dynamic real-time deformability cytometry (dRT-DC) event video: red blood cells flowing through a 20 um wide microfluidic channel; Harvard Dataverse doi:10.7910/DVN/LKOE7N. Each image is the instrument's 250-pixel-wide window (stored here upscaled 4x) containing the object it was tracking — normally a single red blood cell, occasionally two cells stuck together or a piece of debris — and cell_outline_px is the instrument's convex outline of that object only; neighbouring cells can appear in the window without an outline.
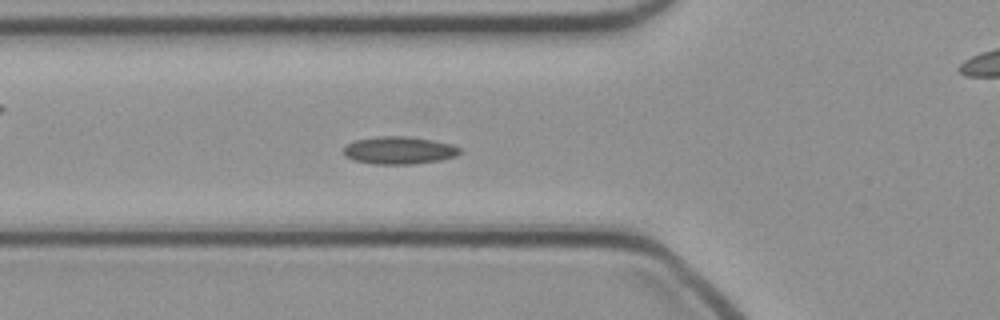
{"species": "common noctule bat (a hibernating species)", "species_latin": "Nyctalus noctula", "temperature_condition": "cold", "stored_images_in_passage": 32, "camera_frame_rate_fps": 3000, "um_per_image_px": 0.085, "animal": {"sex": "female", "body_mass_g": 21.9}, "frame": {"image": 1, "passage_image": 9, "time_ms": 2.667, "image_size_px": [1000, 320], "cell_outline_px": [[460, 152], [456, 156], [440, 160], [412, 164], [376, 164], [352, 160], [344, 156], [344, 148], [352, 140], [380, 136], [404, 136], [432, 140], [452, 144], [460, 148]], "centroid_in_image_um": [33.89, 12.78], "position_along_channel_um": 91.9, "area_um2": 18.67}}
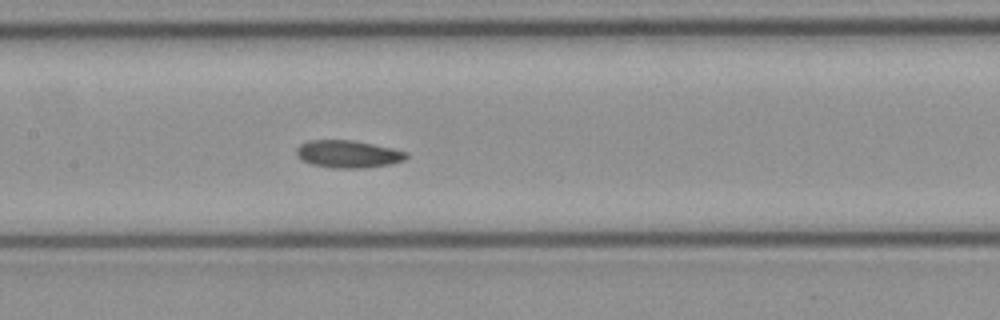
{"frame": {"image": 2, "passage_image": 15, "time_ms": 4.667, "image_size_px": [1000, 320], "cell_outline_px": [[408, 156], [404, 160], [388, 164], [364, 168], [332, 168], [312, 164], [296, 156], [296, 148], [300, 144], [308, 140], [352, 140], [392, 148], [408, 152]], "centroid_in_image_um": [29.57, 13.09], "position_along_channel_um": 177.8, "area_um2": 17.51}}
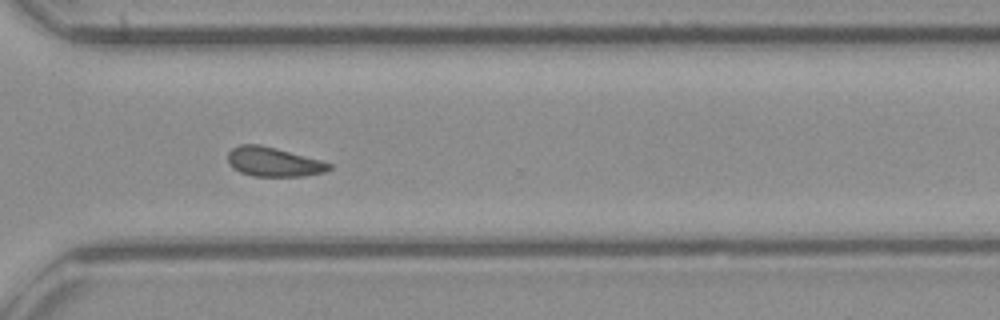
{"frame": {"image": 3, "passage_image": 27, "time_ms": 8.667, "image_size_px": [1000, 320], "cell_outline_px": [[332, 168], [324, 172], [304, 176], [252, 176], [240, 172], [232, 168], [228, 164], [228, 152], [232, 148], [240, 144], [260, 144], [276, 148], [320, 160], [332, 164]], "centroid_in_image_um": [23.22, 13.76], "position_along_channel_um": 347.4, "area_um2": 17.34}}